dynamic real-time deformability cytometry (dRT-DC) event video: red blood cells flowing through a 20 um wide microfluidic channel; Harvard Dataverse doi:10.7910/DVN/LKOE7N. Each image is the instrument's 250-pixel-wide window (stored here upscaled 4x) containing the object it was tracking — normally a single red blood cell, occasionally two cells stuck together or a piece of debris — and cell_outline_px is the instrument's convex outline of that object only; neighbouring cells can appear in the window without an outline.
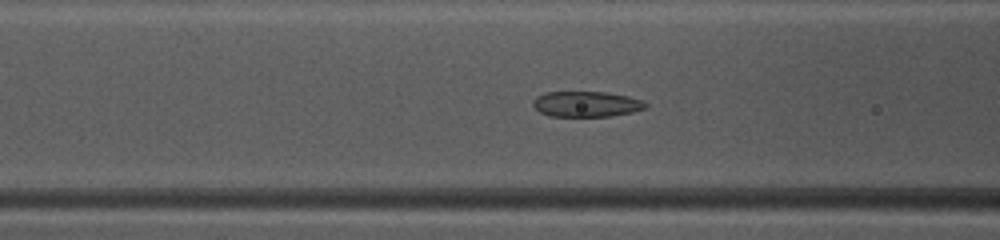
{"species": "common noctule bat (a hibernating species)", "species_latin": "Nyctalus noctula", "temperature_condition": "warm", "stored_images_in_passage": 40, "camera_frame_rate_fps": 3000, "um_per_image_px": 0.085, "animal": {"sex": "female", "body_mass_g": 10.0, "forearm_length_mm": 53.1}, "frame": {"image": 1, "passage_image": 11, "time_ms": 3.333, "image_size_px": [1000, 240], "cell_outline_px": [[648, 108], [632, 112], [612, 116], [548, 116], [540, 112], [532, 104], [532, 100], [536, 96], [544, 92], [604, 92], [628, 96], [644, 100], [648, 104]], "centroid_in_image_um": [49.86, 8.84], "position_along_channel_um": 116.7, "area_um2": 16.94}}
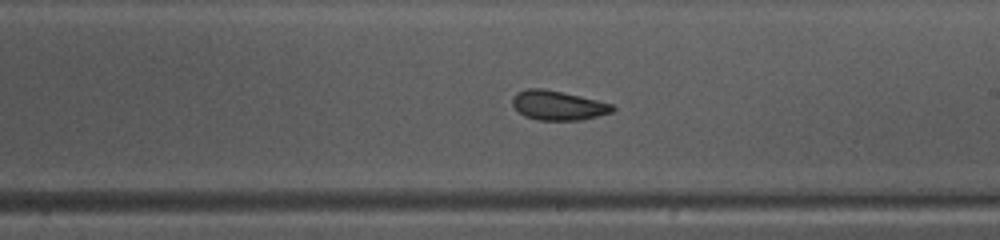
{"frame": {"image": 2, "passage_image": 20, "time_ms": 6.333, "image_size_px": [1000, 240], "cell_outline_px": [[616, 108], [612, 112], [580, 120], [536, 120], [524, 116], [512, 104], [512, 96], [516, 92], [528, 88], [544, 88], [580, 96], [612, 104]], "centroid_in_image_um": [47.4, 8.95], "position_along_channel_um": 241.6, "area_um2": 17.11}}
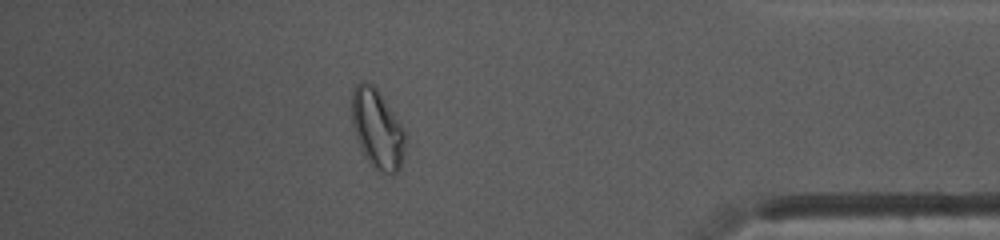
{"frame": {"image": 3, "passage_image": 34, "time_ms": 11.0, "image_size_px": [1000, 240], "cell_outline_px": [[404, 152], [400, 168], [396, 172], [384, 172], [376, 168], [368, 160], [356, 136], [352, 124], [352, 88], [360, 80], [364, 80], [372, 84], [376, 88], [400, 124], [404, 132]], "centroid_in_image_um": [32.04, 10.9], "position_along_channel_um": 403.2, "area_um2": 23.87}, "authors_computed_cell_mechanics": {"area_um2": 18.0047, "velocity_mm_per_s": 4.1521, "shape_relaxation_time_tau1_ms": 3.8163, "shape_relaxation_time_tau2_ms": 2.0498, "deformation_change_tau1": 0.1245, "deformation_change_tau2": 0.0748}}